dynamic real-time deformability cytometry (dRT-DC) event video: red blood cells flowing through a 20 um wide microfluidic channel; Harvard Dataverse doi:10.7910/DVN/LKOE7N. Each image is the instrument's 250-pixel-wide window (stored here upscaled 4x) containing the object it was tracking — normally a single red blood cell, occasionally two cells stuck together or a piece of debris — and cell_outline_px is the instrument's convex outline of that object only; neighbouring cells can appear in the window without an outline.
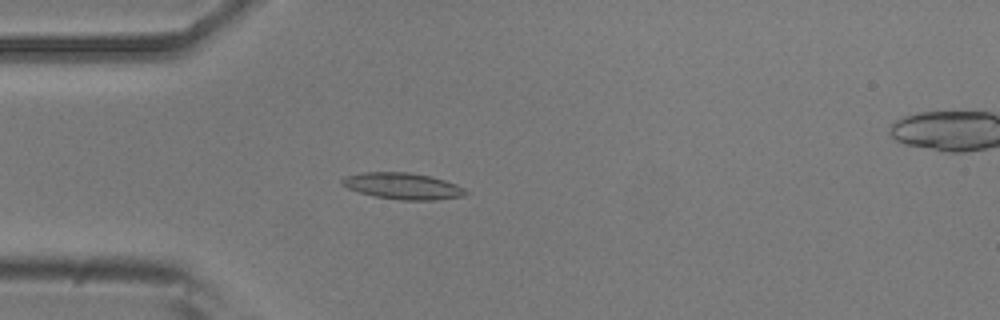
{"species": "common noctule bat (a hibernating species)", "species_latin": "Nyctalus noctula", "temperature_condition": "room temperature", "stored_images_in_passage": 51, "camera_frame_rate_fps": 3000, "um_per_image_px": 0.085, "animal": {"sex": "male", "body_mass_g": 20.5, "forearm_length_mm": 52.5}, "frame": {"image": 1, "passage_image": 13, "time_ms": 4.0, "image_size_px": [1000, 320], "cell_outline_px": [[468, 192], [464, 196], [436, 200], [400, 200], [376, 196], [360, 192], [348, 188], [340, 184], [340, 180], [344, 176], [364, 172], [412, 172], [432, 176], [456, 184], [464, 188]], "centroid_in_image_um": [34.24, 15.8], "position_along_channel_um": 50.8, "area_um2": 19.13}}
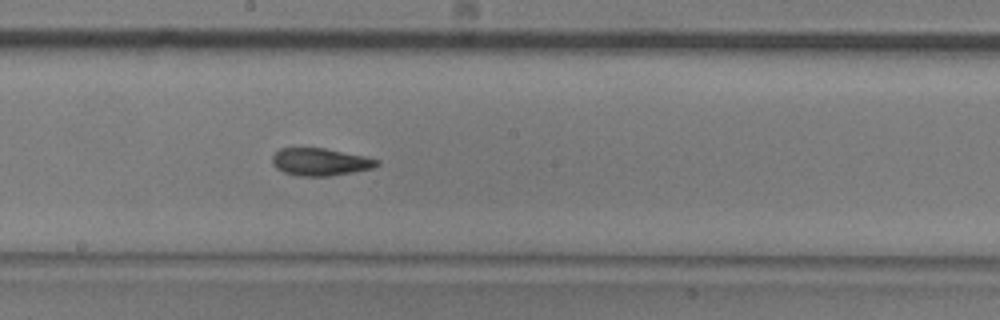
{"frame": {"image": 2, "passage_image": 27, "time_ms": 8.667, "image_size_px": [1000, 320], "cell_outline_px": [[380, 164], [372, 168], [352, 172], [328, 176], [296, 176], [284, 172], [276, 168], [272, 164], [272, 156], [280, 148], [324, 148], [364, 156], [380, 160]], "centroid_in_image_um": [27.2, 13.76], "position_along_channel_um": 221.0, "area_um2": 16.7}}
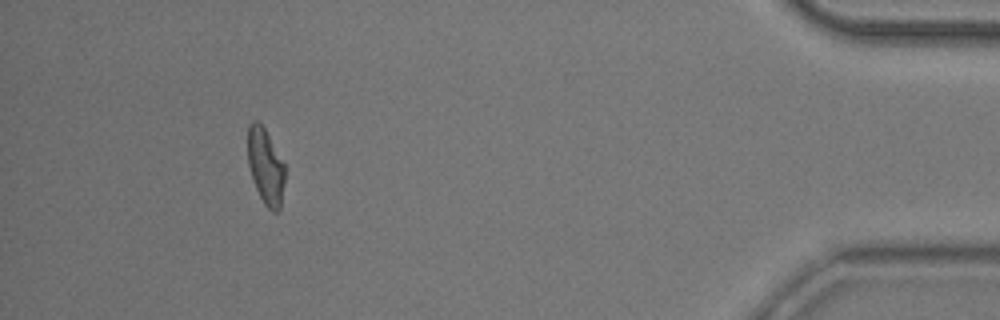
{"frame": {"image": 3, "passage_image": 47, "time_ms": 15.333, "image_size_px": [1000, 320], "cell_outline_px": [[284, 184], [280, 208], [276, 212], [272, 212], [264, 204], [256, 188], [248, 164], [248, 124], [252, 120], [256, 120], [264, 128], [284, 164]], "centroid_in_image_um": [22.56, 14.15], "position_along_channel_um": 412.6, "area_um2": 16.13}, "authors_computed_cell_mechanics": {"area_um2": 17.1666, "velocity_mm_per_s": 3.8209, "shape_relaxation_time_tau1_ms": 5.1383, "shape_relaxation_time_tau2_ms": 2.2351, "deformation_change_tau1": 0.1742, "deformation_change_tau2": 0.0781}}